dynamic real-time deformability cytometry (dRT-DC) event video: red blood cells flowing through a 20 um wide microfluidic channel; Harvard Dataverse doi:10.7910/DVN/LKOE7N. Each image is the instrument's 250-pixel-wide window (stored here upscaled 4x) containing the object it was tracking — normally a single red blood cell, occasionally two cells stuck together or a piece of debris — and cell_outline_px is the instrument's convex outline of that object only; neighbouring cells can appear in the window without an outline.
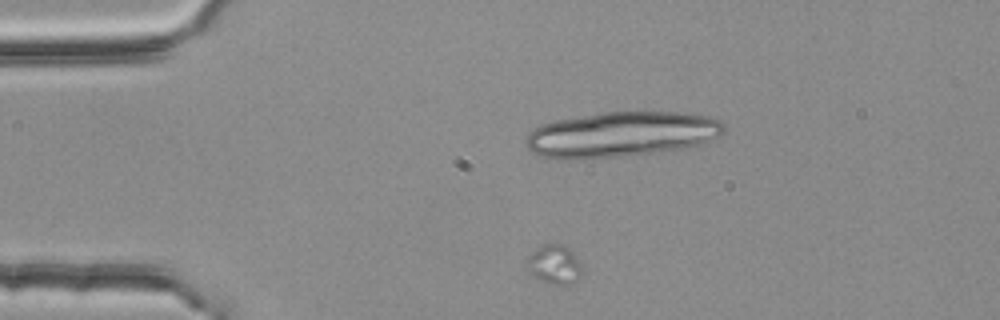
{"species": "common noctule bat (a hibernating species)", "species_latin": "Nyctalus noctula", "temperature_condition": "room temperature", "stored_images_in_passage": 26, "camera_frame_rate_fps": 3000, "um_per_image_px": 0.085, "animal": {"sex": "female", "body_mass_g": 25.1}, "frame": {"image": 1, "passage_image": 10, "time_ms": 3.0, "image_size_px": [1000, 320], "cell_outline_px": [[580, 276], [572, 284], [552, 284], [536, 276], [524, 264], [524, 260], [536, 248], [544, 244], [560, 244], [568, 248], [576, 256], [580, 264]], "centroid_in_image_um": [47.1, 22.46], "position_along_channel_um": 37.9, "area_um2": 12.25}}